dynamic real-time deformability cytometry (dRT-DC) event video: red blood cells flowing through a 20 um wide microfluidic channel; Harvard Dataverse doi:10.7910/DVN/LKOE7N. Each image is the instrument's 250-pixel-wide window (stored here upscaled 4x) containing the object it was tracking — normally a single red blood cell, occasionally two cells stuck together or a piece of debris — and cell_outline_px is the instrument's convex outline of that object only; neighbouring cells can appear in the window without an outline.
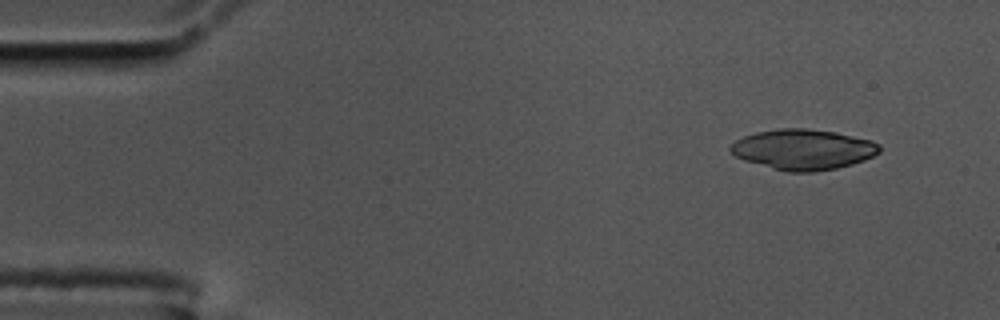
{"species": "common noctule bat (a hibernating species)", "species_latin": "Nyctalus noctula", "temperature_condition": "cold", "stored_images_in_passage": 53, "camera_frame_rate_fps": 3000, "um_per_image_px": 0.085, "animal": {"sex": "male", "body_mass_g": 17.5, "forearm_length_mm": 52.3}, "frame": {"image": 1, "passage_image": 1, "time_ms": 0.0, "image_size_px": [1000, 320], "cell_outline_px": [[880, 152], [864, 160], [852, 164], [836, 168], [812, 172], [788, 172], [772, 168], [744, 160], [728, 152], [728, 148], [736, 140], [744, 136], [756, 132], [776, 128], [808, 128], [836, 132], [872, 140], [880, 144]], "centroid_in_image_um": [68.26, 12.69], "position_along_channel_um": 16.7, "area_um2": 35.26}}